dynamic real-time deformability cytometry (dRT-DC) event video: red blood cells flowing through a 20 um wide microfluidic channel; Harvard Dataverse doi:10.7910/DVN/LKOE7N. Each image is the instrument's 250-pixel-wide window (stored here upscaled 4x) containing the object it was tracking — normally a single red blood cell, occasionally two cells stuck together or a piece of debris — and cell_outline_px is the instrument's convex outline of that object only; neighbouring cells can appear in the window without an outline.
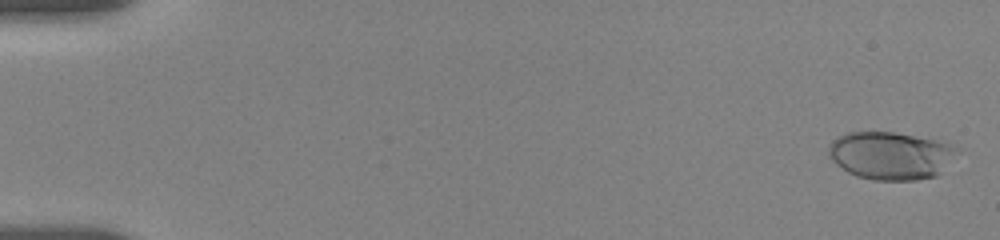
{"species": "human", "species_latin": "Homo sapiens", "temperature_condition": "room temperature", "stored_images_in_passage": 6, "camera_frame_rate_fps": 3000, "um_per_image_px": 0.085, "donor": {"sex": "female"}, "frame": {"image": 1, "passage_image": 1, "time_ms": 0.0, "image_size_px": [1000, 240], "cell_outline_px": [[960, 152], [936, 176], [916, 180], [872, 180], [856, 176], [848, 172], [836, 164], [828, 156], [828, 144], [836, 136], [848, 132], [896, 132], [932, 140], [948, 144], [960, 148]], "centroid_in_image_um": [75.67, 13.22], "position_along_channel_um": 9.3, "area_um2": 35.89}}
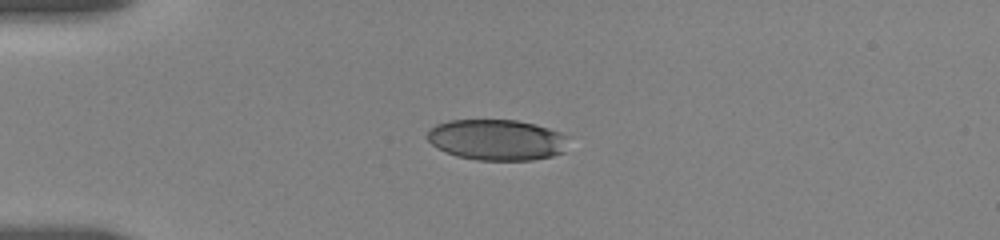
{"frame": {"image": 2, "passage_image": 5, "time_ms": 4.333, "image_size_px": [1000, 240], "cell_outline_px": [[568, 136], [564, 152], [552, 156], [532, 160], [476, 160], [456, 156], [432, 144], [428, 140], [428, 132], [436, 124], [448, 120], [516, 120], [536, 124], [560, 132]], "centroid_in_image_um": [42.26, 11.88], "position_along_channel_um": 42.7, "area_um2": 33.52}}